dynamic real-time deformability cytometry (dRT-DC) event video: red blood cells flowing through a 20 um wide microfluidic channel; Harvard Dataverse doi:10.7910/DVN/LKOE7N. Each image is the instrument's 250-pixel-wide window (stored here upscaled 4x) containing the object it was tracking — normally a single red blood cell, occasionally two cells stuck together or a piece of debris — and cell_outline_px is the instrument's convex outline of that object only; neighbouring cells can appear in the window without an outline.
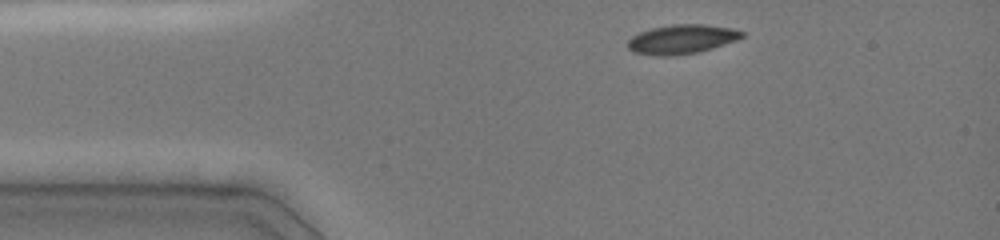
{"species": "common noctule bat (a hibernating species)", "species_latin": "Nyctalus noctula", "temperature_condition": "cold", "stored_images_in_passage": 17, "camera_frame_rate_fps": 3000, "um_per_image_px": 0.085, "animal": {"sex": "female", "body_mass_g": 19.0, "forearm_length_mm": 51.5}, "frame": {"image": 1, "passage_image": 1, "time_ms": 0.0, "image_size_px": [1000, 240], "cell_outline_px": [[744, 36], [736, 40], [700, 52], [668, 56], [656, 56], [632, 52], [628, 48], [628, 40], [632, 36], [640, 32], [652, 28], [672, 24], [704, 24], [732, 28], [744, 32]], "centroid_in_image_um": [57.93, 3.34], "position_along_channel_um": 27.1, "area_um2": 19.48}}
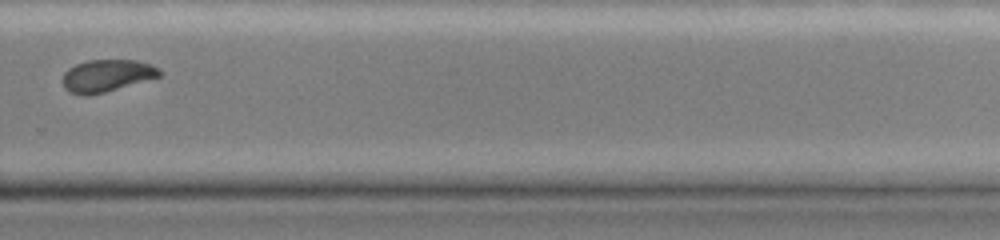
{"frame": {"image": 2, "passage_image": 13, "time_ms": 8.333, "image_size_px": [1000, 240], "cell_outline_px": [[160, 76], [104, 92], [84, 96], [72, 92], [64, 88], [64, 72], [68, 68], [76, 64], [88, 60], [136, 60], [152, 64], [160, 68]], "centroid_in_image_um": [9.08, 6.41], "position_along_channel_um": 320.7, "area_um2": 17.92}}
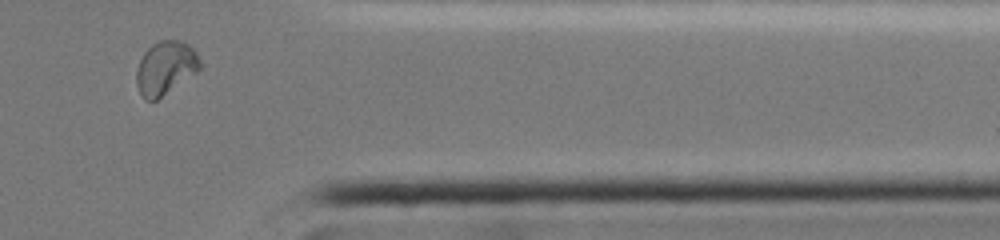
{"frame": {"image": 3, "passage_image": 16, "time_ms": 10.333, "image_size_px": [1000, 240], "cell_outline_px": [[200, 68], [196, 72], [156, 100], [144, 100], [136, 84], [136, 72], [140, 60], [144, 52], [152, 44], [160, 40], [180, 40], [188, 44], [196, 52], [200, 60]], "centroid_in_image_um": [14.05, 5.75], "position_along_channel_um": 397.4, "area_um2": 19.54}, "authors_computed_cell_mechanics": {"area_um2": 19.5364, "velocity_mm_per_s": 4.0597, "shape_relaxation_time_tau1_ms": 5.7163, "shape_relaxation_time_tau2_ms": 2.0967, "deformation_change_tau1": 0.1447, "deformation_change_tau2": 0.0393}}